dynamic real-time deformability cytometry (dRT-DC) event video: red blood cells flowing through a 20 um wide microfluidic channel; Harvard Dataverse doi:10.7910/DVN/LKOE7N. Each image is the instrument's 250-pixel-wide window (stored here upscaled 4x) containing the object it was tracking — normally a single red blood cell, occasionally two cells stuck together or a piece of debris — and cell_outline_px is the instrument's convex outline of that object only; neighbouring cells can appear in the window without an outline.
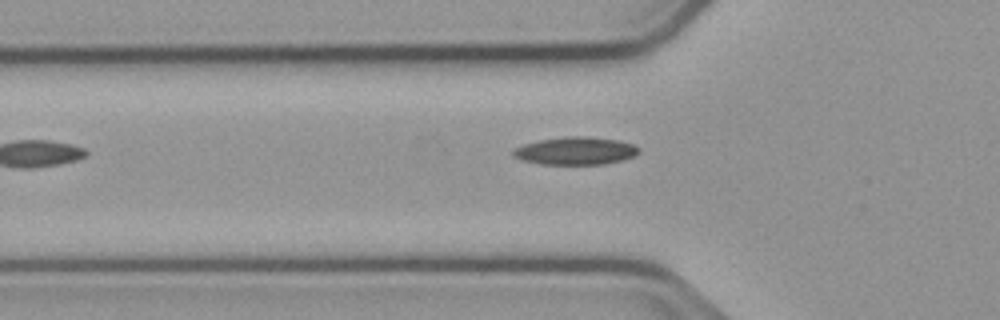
{"species": "common noctule bat (a hibernating species)", "species_latin": "Nyctalus noctula", "temperature_condition": "cold", "stored_images_in_passage": 12, "camera_frame_rate_fps": 3000, "um_per_image_px": 0.085, "animal": {"sex": "male", "body_mass_g": 23.1, "forearm_length_mm": 52.7}, "frame": {"image": 1, "passage_image": 4, "time_ms": 1.0, "image_size_px": [1000, 320], "cell_outline_px": [[640, 152], [624, 160], [604, 164], [540, 164], [524, 160], [512, 156], [512, 152], [516, 148], [524, 144], [540, 140], [564, 136], [588, 136], [620, 140], [632, 144], [640, 148]], "centroid_in_image_um": [48.95, 12.81], "position_along_channel_um": 76.8, "area_um2": 20.35}}